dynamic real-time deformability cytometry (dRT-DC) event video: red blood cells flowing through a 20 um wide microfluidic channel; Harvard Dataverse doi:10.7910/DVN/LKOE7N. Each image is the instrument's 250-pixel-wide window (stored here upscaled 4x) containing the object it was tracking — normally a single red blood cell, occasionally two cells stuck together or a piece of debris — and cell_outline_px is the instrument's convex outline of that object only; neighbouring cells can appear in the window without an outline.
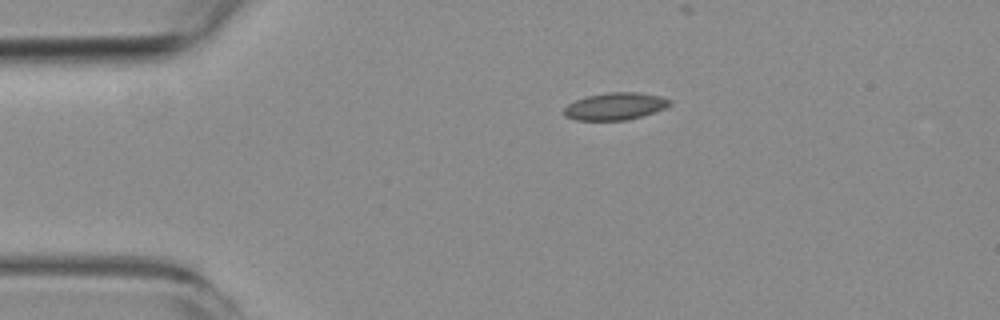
{"species": "common noctule bat (a hibernating species)", "species_latin": "Nyctalus noctula", "temperature_condition": "room temperature", "stored_images_in_passage": 4, "camera_frame_rate_fps": 3000, "um_per_image_px": 0.085, "animal": {"sex": "female", "body_mass_g": 19.3, "forearm_length_mm": 54.1}, "frame": {"image": 1, "passage_image": 1, "time_ms": 0.0, "image_size_px": [1000, 320], "cell_outline_px": [[672, 104], [656, 112], [628, 120], [576, 120], [564, 116], [564, 108], [568, 104], [576, 100], [588, 96], [608, 92], [636, 92], [660, 96], [672, 100]], "centroid_in_image_um": [52.31, 9.04], "position_along_channel_um": 32.7, "area_um2": 16.82}}
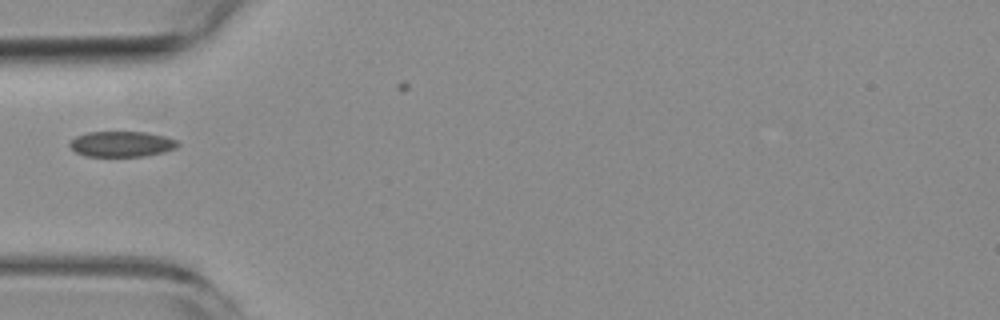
{"frame": {"image": 2, "passage_image": 3, "time_ms": 2.333, "image_size_px": [1000, 320], "cell_outline_px": [[180, 144], [176, 148], [164, 152], [148, 156], [84, 156], [76, 152], [68, 144], [76, 136], [88, 132], [148, 132], [164, 136], [176, 140]], "centroid_in_image_um": [10.36, 12.24], "position_along_channel_um": 74.6, "area_um2": 16.13}}